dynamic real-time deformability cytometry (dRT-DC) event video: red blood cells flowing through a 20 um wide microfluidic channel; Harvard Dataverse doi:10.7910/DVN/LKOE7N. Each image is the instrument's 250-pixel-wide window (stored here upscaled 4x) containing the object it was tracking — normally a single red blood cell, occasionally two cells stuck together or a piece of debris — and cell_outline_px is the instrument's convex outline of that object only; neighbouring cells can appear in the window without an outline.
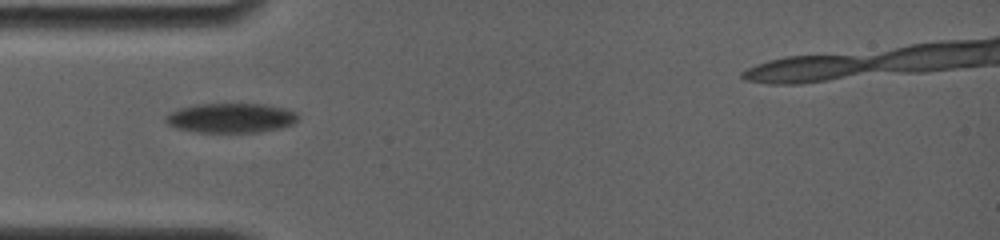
{"species": "common noctule bat (a hibernating species)", "species_latin": "Nyctalus noctula", "temperature_condition": "room temperature", "stored_images_in_passage": 5, "camera_frame_rate_fps": 4000, "um_per_image_px": 0.085, "animal": {"sex": "female", "body_mass_g": 19.0, "forearm_length_mm": 56.7}, "frame": {"image": 1, "passage_image": 4, "time_ms": 2.75, "image_size_px": [1000, 240], "cell_outline_px": [[300, 116], [292, 124], [280, 128], [260, 132], [196, 132], [176, 128], [168, 124], [164, 120], [164, 116], [168, 112], [180, 108], [196, 104], [264, 104], [284, 108], [296, 112]], "centroid_in_image_um": [19.6, 10.02], "position_along_channel_um": 65.4, "area_um2": 22.95}}
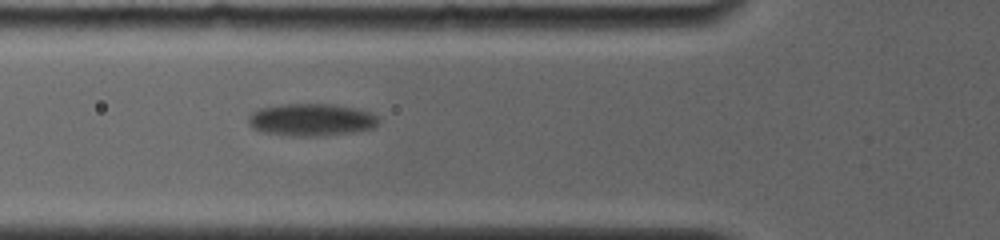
{"frame": {"image": 2, "passage_image": 5, "time_ms": 3.75, "image_size_px": [1000, 240], "cell_outline_px": [[380, 120], [372, 128], [352, 132], [316, 136], [292, 136], [260, 132], [252, 128], [248, 124], [248, 116], [252, 112], [260, 108], [280, 104], [332, 104], [356, 108], [380, 116]], "centroid_in_image_um": [26.42, 10.18], "position_along_channel_um": 99.4, "area_um2": 24.68}}